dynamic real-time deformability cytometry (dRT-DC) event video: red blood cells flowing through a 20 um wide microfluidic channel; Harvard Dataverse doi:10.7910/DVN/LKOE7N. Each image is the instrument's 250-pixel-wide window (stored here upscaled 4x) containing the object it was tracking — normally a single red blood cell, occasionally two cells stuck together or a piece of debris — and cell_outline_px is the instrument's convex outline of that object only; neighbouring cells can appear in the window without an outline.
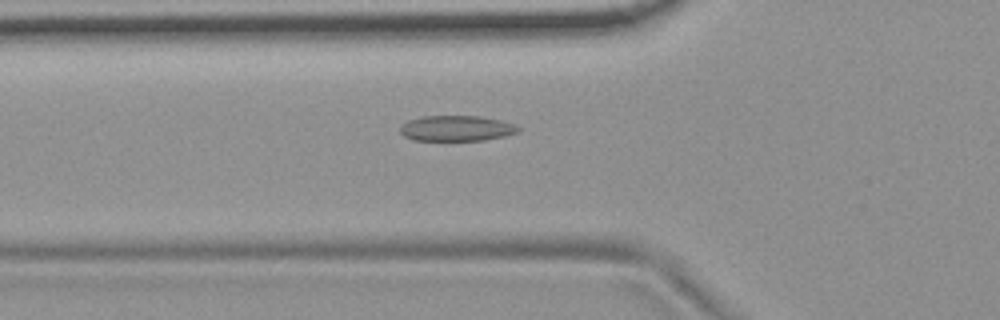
{"species": "common noctule bat (a hibernating species)", "species_latin": "Nyctalus noctula", "temperature_condition": "room temperature", "stored_images_in_passage": 54, "camera_frame_rate_fps": 3000, "um_per_image_px": 0.085, "animal": {"sex": "female", "body_mass_g": 19.9}, "frame": {"image": 1, "passage_image": 19, "time_ms": 6.0, "image_size_px": [1000, 320], "cell_outline_px": [[520, 132], [504, 136], [484, 140], [412, 140], [404, 136], [400, 132], [400, 124], [408, 120], [424, 116], [480, 116], [500, 120], [516, 124], [520, 128]], "centroid_in_image_um": [38.81, 10.9], "position_along_channel_um": 87.0, "area_um2": 17.69}}
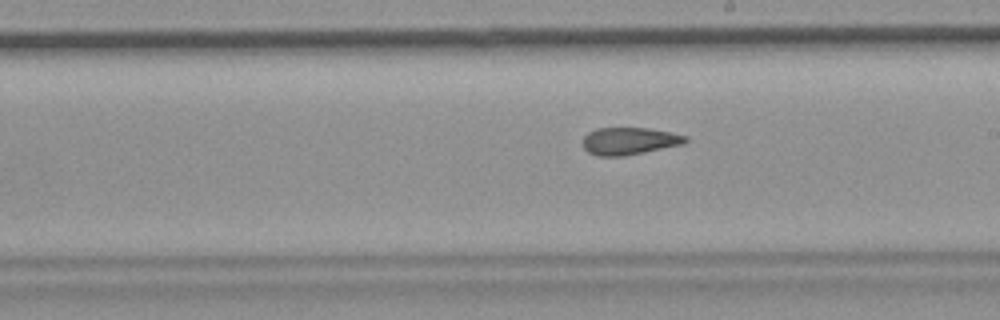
{"frame": {"image": 2, "passage_image": 31, "time_ms": 10.0, "image_size_px": [1000, 320], "cell_outline_px": [[688, 140], [684, 144], [624, 156], [600, 156], [588, 152], [584, 148], [584, 136], [588, 132], [596, 128], [648, 128], [688, 136]], "centroid_in_image_um": [53.5, 11.98], "position_along_channel_um": 235.5, "area_um2": 16.24}}
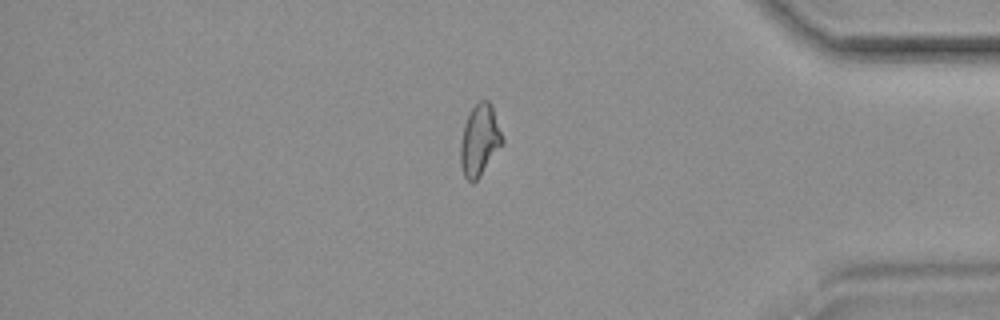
{"frame": {"image": 3, "passage_image": 46, "time_ms": 15.0, "image_size_px": [1000, 320], "cell_outline_px": [[504, 144], [480, 176], [472, 184], [464, 176], [460, 164], [460, 144], [464, 124], [472, 108], [480, 100], [488, 100], [492, 104], [504, 140]], "centroid_in_image_um": [40.78, 11.93], "position_along_channel_um": 394.4, "area_um2": 17.57}}